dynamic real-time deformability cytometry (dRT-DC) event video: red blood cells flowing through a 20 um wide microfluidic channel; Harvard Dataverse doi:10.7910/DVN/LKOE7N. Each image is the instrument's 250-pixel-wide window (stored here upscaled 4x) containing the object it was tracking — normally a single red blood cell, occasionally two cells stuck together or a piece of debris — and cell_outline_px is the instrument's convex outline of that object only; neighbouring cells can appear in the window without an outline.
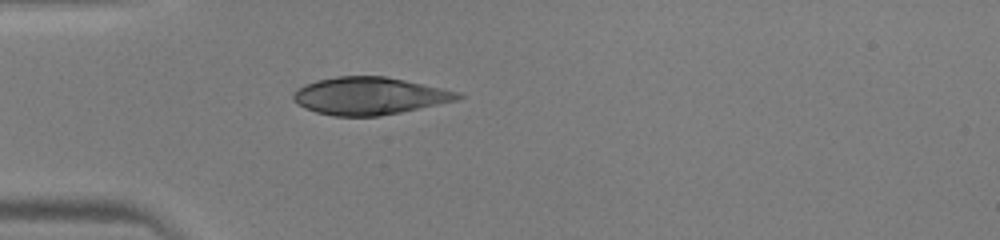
{"species": "human", "species_latin": "Homo sapiens", "temperature_condition": "warm", "stored_images_in_passage": 33, "camera_frame_rate_fps": 3000, "um_per_image_px": 0.085, "donor": {"sex": "male"}, "frame": {"image": 1, "passage_image": 1, "time_ms": 0.0, "image_size_px": [1000, 240], "cell_outline_px": [[464, 96], [460, 100], [380, 116], [332, 116], [316, 112], [304, 108], [296, 104], [292, 100], [292, 96], [296, 88], [304, 84], [316, 80], [336, 76], [384, 76], [404, 80], [460, 92]], "centroid_in_image_um": [31.36, 8.15], "position_along_channel_um": 53.6, "area_um2": 36.13}}
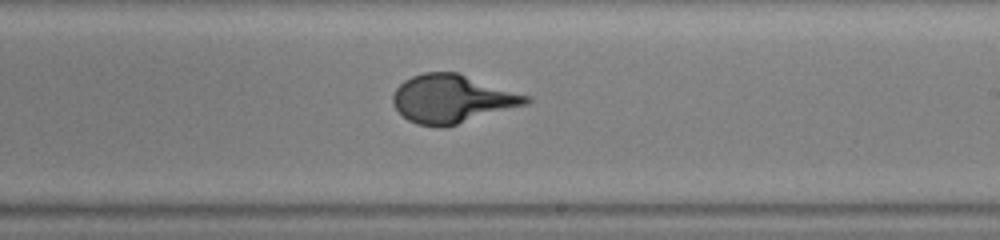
{"frame": {"image": 2, "passage_image": 15, "time_ms": 4.667, "image_size_px": [1000, 240], "cell_outline_px": [[532, 100], [528, 104], [444, 128], [440, 128], [416, 124], [408, 120], [392, 104], [392, 96], [396, 88], [404, 80], [412, 76], [424, 72], [456, 72], [532, 96]], "centroid_in_image_um": [38.45, 8.41], "position_along_channel_um": 250.6, "area_um2": 37.69}}
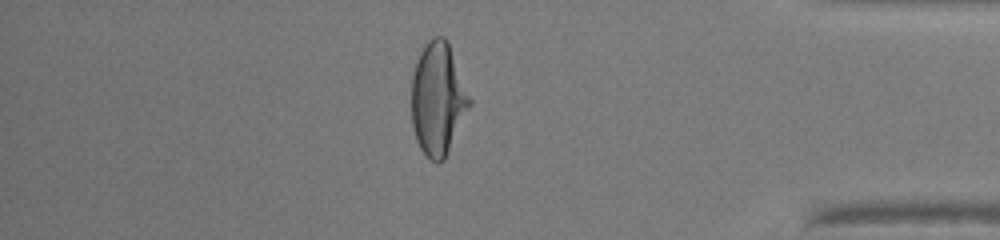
{"frame": {"image": 3, "passage_image": 27, "time_ms": 8.667, "image_size_px": [1000, 240], "cell_outline_px": [[472, 104], [444, 160], [436, 164], [420, 148], [416, 140], [412, 124], [412, 76], [416, 60], [424, 44], [432, 36], [444, 36], [448, 40], [472, 100]], "centroid_in_image_um": [37.24, 8.37], "position_along_channel_um": 398.0, "area_um2": 38.44}}